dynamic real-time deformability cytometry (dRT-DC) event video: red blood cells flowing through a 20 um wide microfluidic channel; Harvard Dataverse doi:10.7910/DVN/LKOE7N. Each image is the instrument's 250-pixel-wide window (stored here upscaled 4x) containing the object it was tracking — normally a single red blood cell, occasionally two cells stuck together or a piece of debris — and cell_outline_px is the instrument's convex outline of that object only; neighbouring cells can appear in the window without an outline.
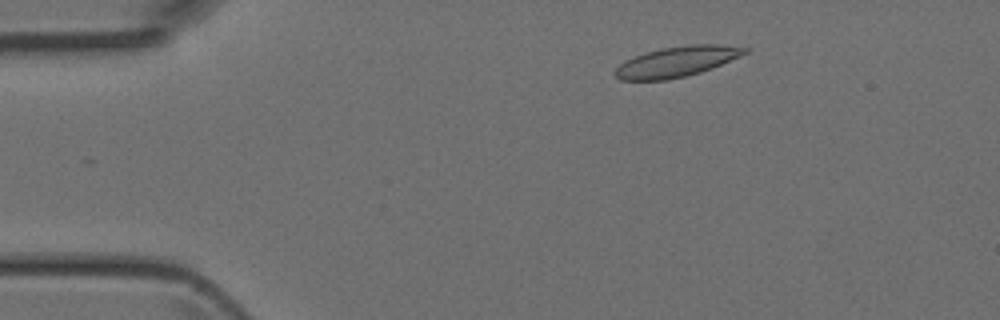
{"species": "Egyptian fruit bat (a non-hibernating species)", "species_latin": "Rousettus aegyptiacus", "temperature_condition": "room temperature", "stored_images_in_passage": 39, "camera_frame_rate_fps": 3000, "um_per_image_px": 0.085, "animal": {"sex": "female"}, "frame": {"image": 1, "passage_image": 6, "time_ms": 1.667, "image_size_px": [1000, 320], "cell_outline_px": [[748, 52], [740, 56], [712, 68], [700, 72], [668, 80], [620, 80], [612, 72], [620, 64], [636, 56], [648, 52], [664, 48], [692, 44], [720, 44], [748, 48]], "centroid_in_image_um": [57.54, 5.25], "position_along_channel_um": 27.5, "area_um2": 22.6}}
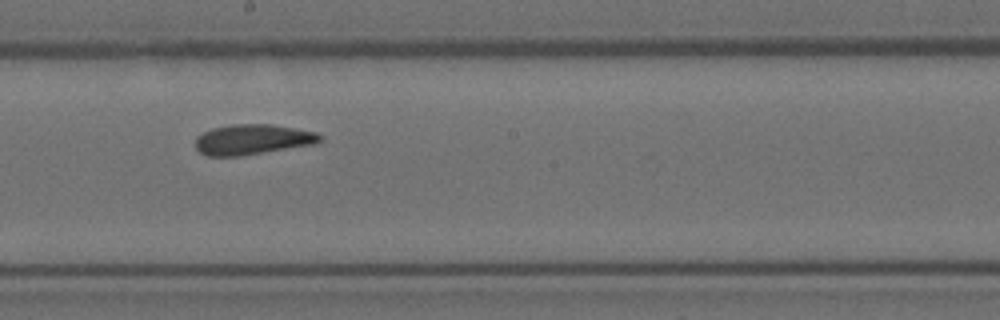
{"frame": {"image": 2, "passage_image": 24, "time_ms": 7.667, "image_size_px": [1000, 320], "cell_outline_px": [[324, 140], [316, 144], [240, 156], [208, 156], [200, 152], [196, 148], [196, 136], [212, 128], [232, 124], [272, 124], [316, 132], [324, 136]], "centroid_in_image_um": [21.51, 11.85], "position_along_channel_um": 226.7, "area_um2": 22.14}}
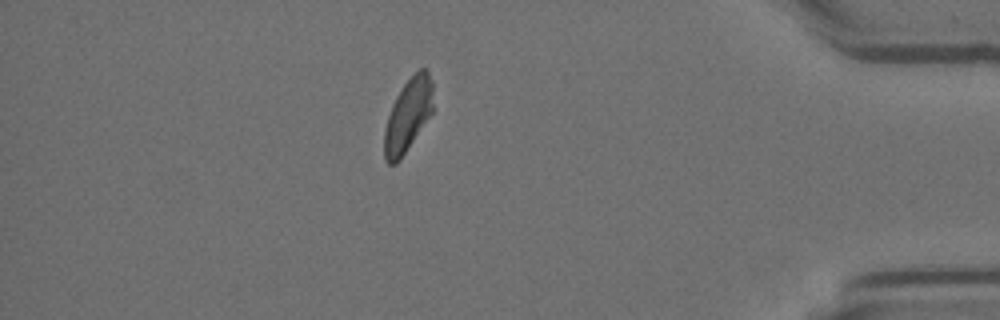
{"frame": {"image": 3, "passage_image": 39, "time_ms": 12.667, "image_size_px": [1000, 320], "cell_outline_px": [[432, 112], [400, 160], [396, 164], [388, 164], [384, 160], [384, 128], [392, 104], [396, 96], [404, 84], [420, 68], [424, 68], [428, 72], [432, 84]], "centroid_in_image_um": [34.65, 9.83], "position_along_channel_um": 400.6, "area_um2": 20.46}}